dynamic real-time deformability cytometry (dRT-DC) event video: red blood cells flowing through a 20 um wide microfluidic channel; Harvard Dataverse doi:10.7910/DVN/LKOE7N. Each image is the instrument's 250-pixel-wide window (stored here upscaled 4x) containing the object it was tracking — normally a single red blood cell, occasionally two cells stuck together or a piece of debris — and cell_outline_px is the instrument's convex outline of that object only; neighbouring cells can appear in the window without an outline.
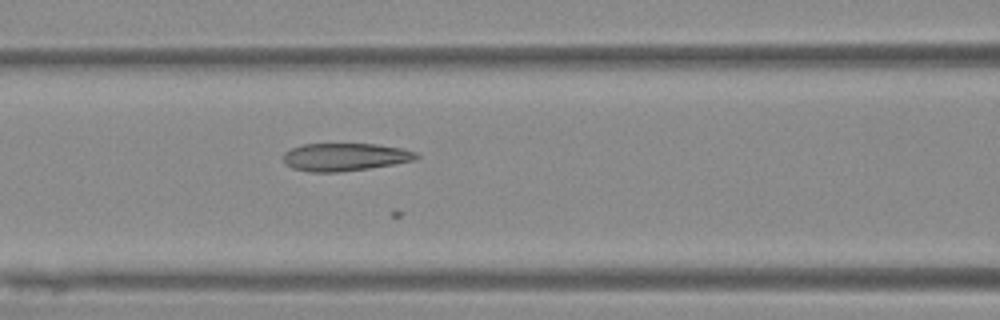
{"species": "Egyptian fruit bat (a non-hibernating species)", "species_latin": "Rousettus aegyptiacus", "temperature_condition": "warm", "stored_images_in_passage": 5, "camera_frame_rate_fps": 3000, "um_per_image_px": 0.085, "animal": {"sex": "female"}, "frame": {"image": 1, "passage_image": 5, "time_ms": 7.333, "image_size_px": [1000, 320], "cell_outline_px": [[420, 156], [416, 160], [368, 168], [336, 172], [308, 172], [292, 168], [284, 164], [284, 152], [292, 148], [304, 144], [376, 144], [400, 148], [416, 152]], "centroid_in_image_um": [29.3, 13.34], "position_along_channel_um": 137.3, "area_um2": 21.44}}